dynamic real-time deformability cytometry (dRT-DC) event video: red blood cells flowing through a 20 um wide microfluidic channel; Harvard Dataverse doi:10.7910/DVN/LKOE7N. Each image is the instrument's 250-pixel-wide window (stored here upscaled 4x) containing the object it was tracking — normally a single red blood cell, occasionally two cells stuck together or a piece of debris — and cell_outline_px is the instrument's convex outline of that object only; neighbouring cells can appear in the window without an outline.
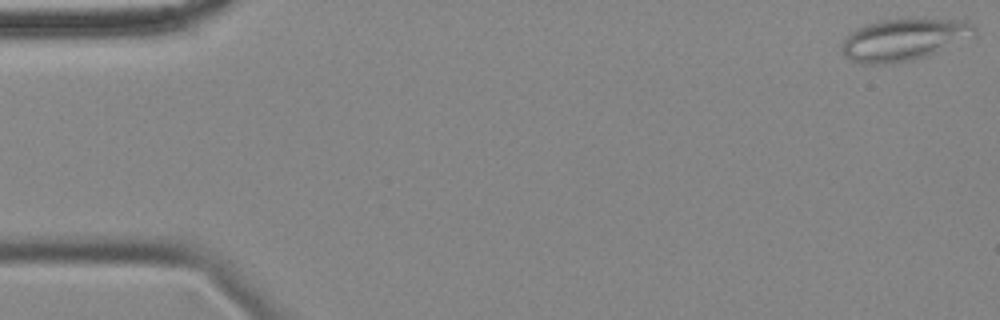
{"species": "common noctule bat (a hibernating species)", "species_latin": "Nyctalus noctula", "temperature_condition": "cold", "stored_images_in_passage": 57, "camera_frame_rate_fps": 3000, "um_per_image_px": 0.085, "animal": {"sex": "female", "body_mass_g": 18.4}, "frame": {"image": 1, "passage_image": 1, "time_ms": 0.0, "image_size_px": [1000, 320], "cell_outline_px": [[976, 32], [972, 36], [936, 52], [916, 60], [892, 64], [860, 64], [844, 56], [840, 48], [844, 36], [848, 32], [864, 24], [880, 20], [908, 16], [968, 20], [976, 28]], "centroid_in_image_um": [76.78, 3.32], "position_along_channel_um": 8.2, "area_um2": 33.7}}
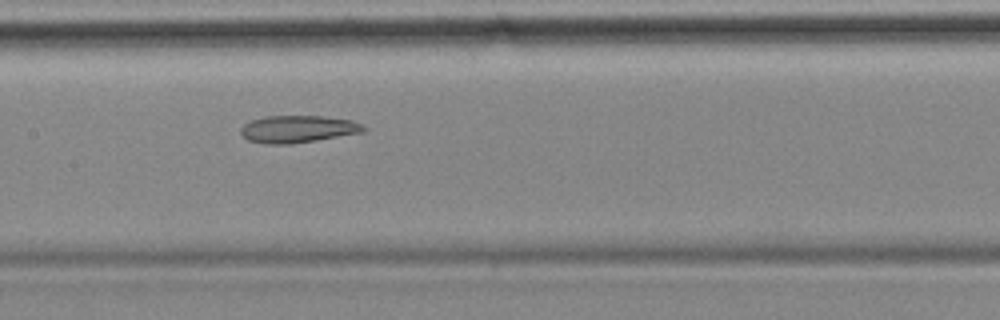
{"frame": {"image": 2, "passage_image": 27, "time_ms": 8.667, "image_size_px": [1000, 320], "cell_outline_px": [[368, 128], [364, 132], [316, 140], [288, 144], [264, 144], [248, 140], [240, 132], [240, 128], [244, 124], [252, 120], [264, 116], [324, 116], [352, 120]], "centroid_in_image_um": [25.32, 10.96], "position_along_channel_um": 182.1, "area_um2": 19.48}}
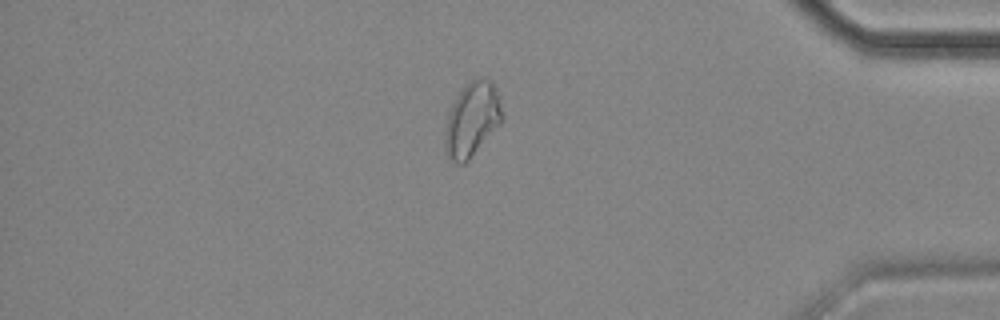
{"frame": {"image": 3, "passage_image": 48, "time_ms": 15.667, "image_size_px": [1000, 320], "cell_outline_px": [[504, 120], [468, 160], [464, 164], [456, 164], [444, 152], [444, 132], [448, 112], [456, 96], [472, 80], [484, 76], [496, 88], [504, 116]], "centroid_in_image_um": [40.11, 10.18], "position_along_channel_um": 395.1, "area_um2": 24.8}, "authors_computed_cell_mechanics": {"area_um2": 24.1026, "velocity_mm_per_s": 3.5045, "shape_relaxation_time_tau1_ms": null, "shape_relaxation_time_tau2_ms": 4.5257, "deformation_change_tau1": null, "deformation_change_tau2": 0.1249}}